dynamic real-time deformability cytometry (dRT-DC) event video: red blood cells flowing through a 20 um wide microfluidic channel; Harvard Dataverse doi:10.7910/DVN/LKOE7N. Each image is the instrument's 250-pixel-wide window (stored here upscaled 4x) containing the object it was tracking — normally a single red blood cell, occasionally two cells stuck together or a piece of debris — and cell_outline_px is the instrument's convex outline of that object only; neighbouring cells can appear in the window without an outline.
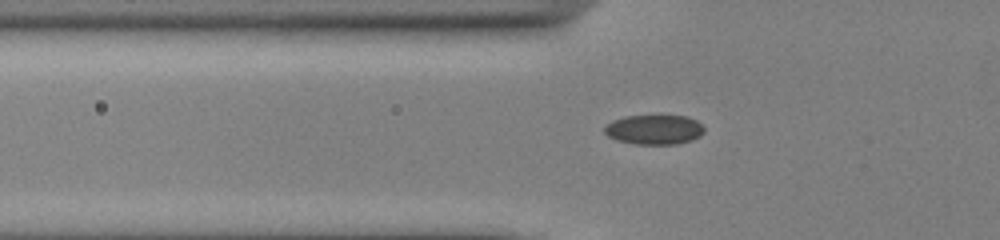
{"species": "common noctule bat (a hibernating species)", "species_latin": "Nyctalus noctula", "temperature_condition": "cold", "stored_images_in_passage": 35, "camera_frame_rate_fps": 3000, "um_per_image_px": 0.085, "animal": {"sex": "male", "body_mass_g": 13.0, "forearm_length_mm": 53.1}, "frame": {"image": 1, "passage_image": 2, "time_ms": 0.333, "image_size_px": [1000, 240], "cell_outline_px": [[704, 132], [700, 136], [692, 140], [676, 144], [636, 144], [616, 140], [608, 136], [604, 132], [604, 128], [612, 120], [624, 116], [660, 112], [688, 116], [696, 120], [704, 128]], "centroid_in_image_um": [55.62, 10.95], "position_along_channel_um": 70.2, "area_um2": 18.15}}
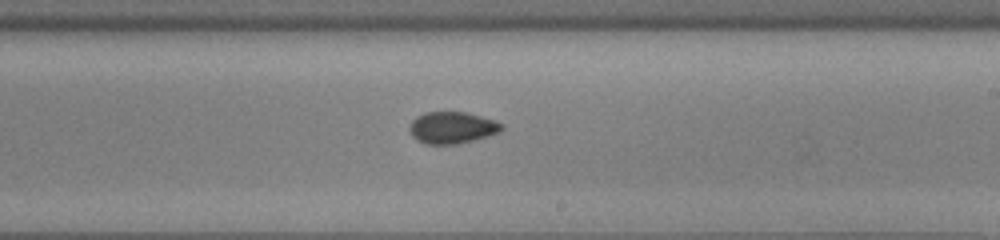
{"frame": {"image": 2, "passage_image": 16, "time_ms": 5.0, "image_size_px": [1000, 240], "cell_outline_px": [[504, 128], [500, 132], [488, 136], [456, 144], [424, 144], [416, 140], [412, 136], [408, 128], [412, 120], [416, 116], [424, 112], [464, 112], [496, 120], [504, 124]], "centroid_in_image_um": [38.42, 10.85], "position_along_channel_um": 250.6, "area_um2": 17.22}}
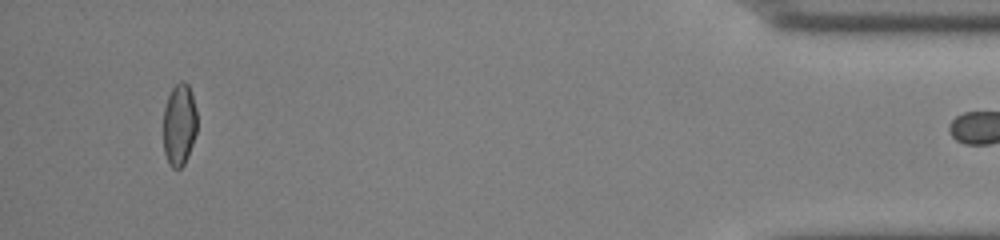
{"frame": {"image": 3, "passage_image": 34, "time_ms": 11.0, "image_size_px": [1000, 240], "cell_outline_px": [[196, 132], [188, 156], [184, 164], [180, 168], [172, 168], [168, 164], [164, 152], [164, 108], [168, 96], [172, 88], [180, 80], [184, 80], [188, 84], [196, 108]], "centroid_in_image_um": [15.23, 10.59], "position_along_channel_um": 420.0, "area_um2": 16.13}}